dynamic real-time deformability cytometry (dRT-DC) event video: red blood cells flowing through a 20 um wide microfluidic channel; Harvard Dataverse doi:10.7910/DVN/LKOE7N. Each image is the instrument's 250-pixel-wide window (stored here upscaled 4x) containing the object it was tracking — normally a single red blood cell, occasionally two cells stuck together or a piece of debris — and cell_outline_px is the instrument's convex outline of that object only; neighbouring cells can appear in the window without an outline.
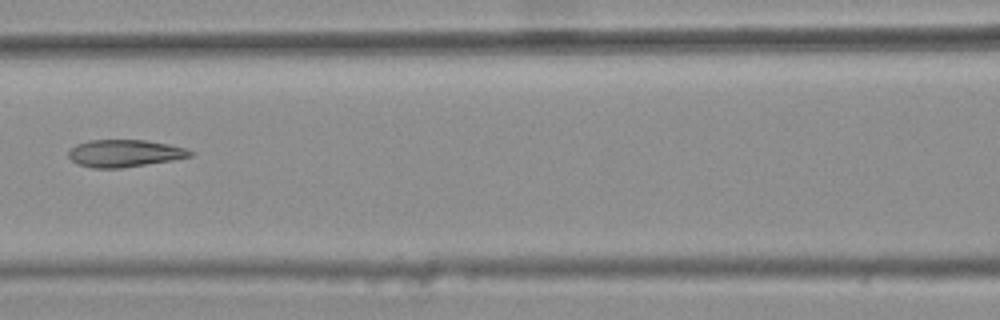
{"species": "common noctule bat (a hibernating species)", "species_latin": "Nyctalus noctula", "temperature_condition": "warm", "stored_images_in_passage": 4, "camera_frame_rate_fps": 3000, "um_per_image_px": 0.085, "animal": {"sex": "female", "body_mass_g": 25.1}, "frame": {"image": 1, "passage_image": 4, "time_ms": 1.0, "image_size_px": [1000, 320], "cell_outline_px": [[196, 152], [192, 156], [172, 160], [120, 168], [92, 168], [76, 164], [68, 156], [68, 148], [76, 144], [88, 140], [144, 140], [168, 144], [188, 148]], "centroid_in_image_um": [10.58, 13.02], "position_along_channel_um": 156.0, "area_um2": 19.54}}